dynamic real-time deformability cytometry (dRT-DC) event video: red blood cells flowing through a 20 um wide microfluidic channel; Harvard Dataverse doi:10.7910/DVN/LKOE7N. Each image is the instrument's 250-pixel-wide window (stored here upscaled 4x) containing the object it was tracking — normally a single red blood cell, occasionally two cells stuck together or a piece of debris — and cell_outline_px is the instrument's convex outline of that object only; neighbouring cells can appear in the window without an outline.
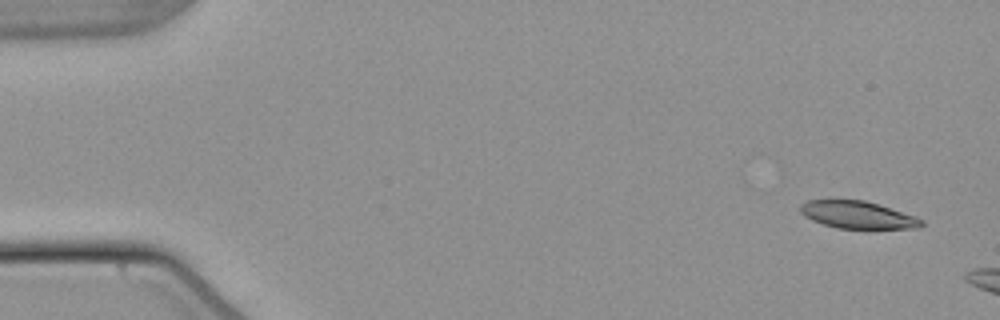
{"species": "common noctule bat (a hibernating species)", "species_latin": "Nyctalus noctula", "temperature_condition": "warm", "stored_images_in_passage": 7, "camera_frame_rate_fps": 3000, "um_per_image_px": 0.085, "animal": {"sex": "male", "body_mass_g": 21.5, "forearm_length_mm": 52.0}, "frame": {"image": 1, "passage_image": 1, "time_ms": 0.0, "image_size_px": [1000, 320], "cell_outline_px": [[924, 224], [920, 228], [836, 228], [812, 220], [804, 216], [800, 212], [800, 204], [808, 200], [864, 200], [880, 204], [916, 216], [924, 220]], "centroid_in_image_um": [72.93, 18.26], "position_along_channel_um": 12.1, "area_um2": 19.36}}